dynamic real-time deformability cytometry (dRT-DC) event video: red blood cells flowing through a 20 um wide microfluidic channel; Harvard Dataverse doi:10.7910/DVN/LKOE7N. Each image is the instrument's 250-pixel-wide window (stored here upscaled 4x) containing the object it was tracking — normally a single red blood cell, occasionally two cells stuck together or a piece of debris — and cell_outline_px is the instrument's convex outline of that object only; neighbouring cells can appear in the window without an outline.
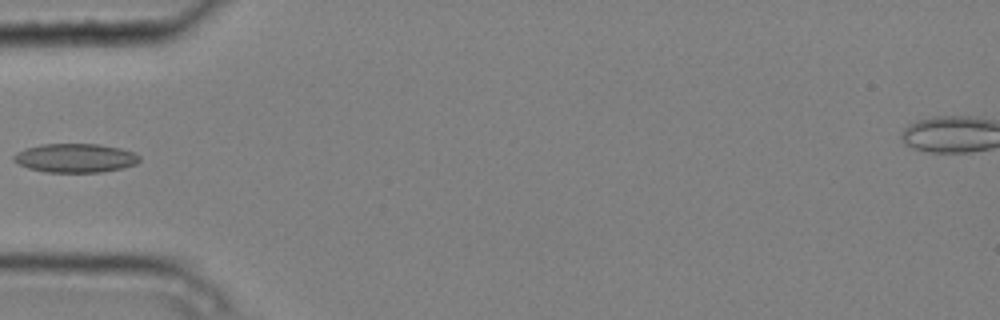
{"species": "common noctule bat (a hibernating species)", "species_latin": "Nyctalus noctula", "temperature_condition": "cold", "stored_images_in_passage": 5, "camera_frame_rate_fps": 3000, "um_per_image_px": 0.085, "animal": {"sex": "male", "body_mass_g": 20.4}, "frame": {"image": 1, "passage_image": 4, "time_ms": 1.0, "image_size_px": [1000, 320], "cell_outline_px": [[140, 160], [136, 164], [120, 168], [100, 172], [44, 172], [28, 168], [12, 160], [12, 156], [16, 152], [24, 148], [40, 144], [100, 144], [120, 148], [132, 152], [140, 156]], "centroid_in_image_um": [6.36, 13.42], "position_along_channel_um": 78.6, "area_um2": 21.21}}
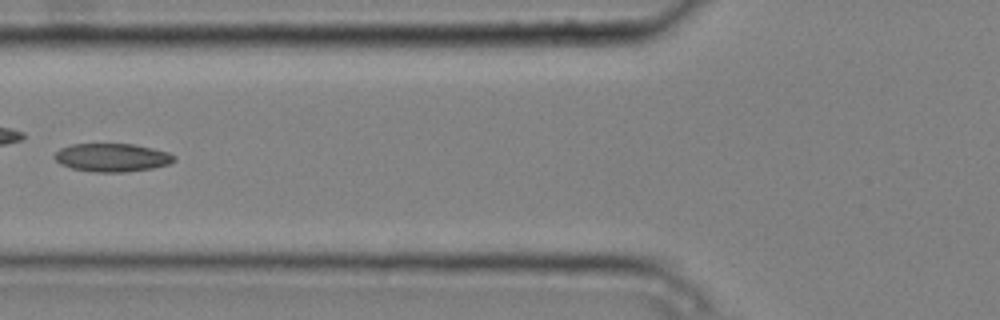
{"frame": {"image": 2, "passage_image": 5, "time_ms": 1.333, "image_size_px": [1000, 320], "cell_outline_px": [[176, 160], [168, 164], [152, 168], [124, 172], [96, 172], [72, 168], [60, 164], [52, 156], [60, 148], [72, 144], [132, 144], [152, 148], [168, 152], [176, 156]], "centroid_in_image_um": [9.52, 13.39], "position_along_channel_um": 116.3, "area_um2": 19.65}}